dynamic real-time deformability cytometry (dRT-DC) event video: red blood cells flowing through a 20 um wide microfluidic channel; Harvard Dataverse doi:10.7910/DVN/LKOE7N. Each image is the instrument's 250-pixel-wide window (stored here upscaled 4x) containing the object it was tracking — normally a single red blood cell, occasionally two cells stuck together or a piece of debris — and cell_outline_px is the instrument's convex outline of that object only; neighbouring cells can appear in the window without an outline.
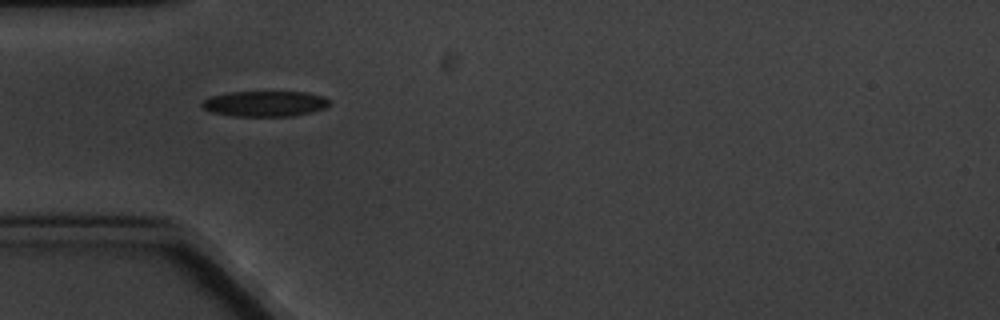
{"species": "common noctule bat (a hibernating species)", "species_latin": "Nyctalus noctula", "temperature_condition": "cold", "stored_images_in_passage": 3, "camera_frame_rate_fps": 3000, "um_per_image_px": 0.085, "animal": {"sex": "male", "body_mass_g": 20.1, "forearm_length_mm": 53.5}, "frame": {"image": 1, "passage_image": 1, "time_ms": 0.0, "image_size_px": [1000, 320], "cell_outline_px": [[332, 100], [324, 108], [312, 112], [292, 116], [232, 116], [212, 112], [204, 108], [200, 104], [204, 100], [212, 96], [232, 92], [308, 92], [324, 96]], "centroid_in_image_um": [22.56, 8.81], "position_along_channel_um": 62.4, "area_um2": 18.96}}
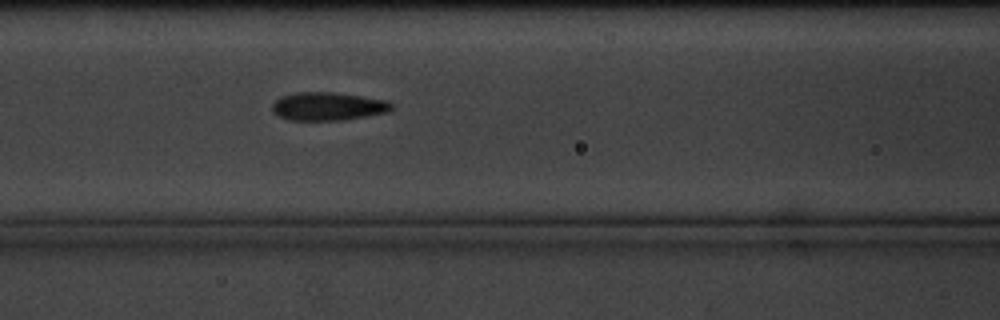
{"frame": {"image": 2, "passage_image": 3, "time_ms": 2.333, "image_size_px": [1000, 320], "cell_outline_px": [[392, 108], [388, 112], [340, 120], [288, 120], [272, 112], [272, 104], [276, 100], [284, 96], [296, 92], [332, 92], [360, 96], [384, 100], [392, 104]], "centroid_in_image_um": [27.83, 9.04], "position_along_channel_um": 138.8, "area_um2": 19.31}}